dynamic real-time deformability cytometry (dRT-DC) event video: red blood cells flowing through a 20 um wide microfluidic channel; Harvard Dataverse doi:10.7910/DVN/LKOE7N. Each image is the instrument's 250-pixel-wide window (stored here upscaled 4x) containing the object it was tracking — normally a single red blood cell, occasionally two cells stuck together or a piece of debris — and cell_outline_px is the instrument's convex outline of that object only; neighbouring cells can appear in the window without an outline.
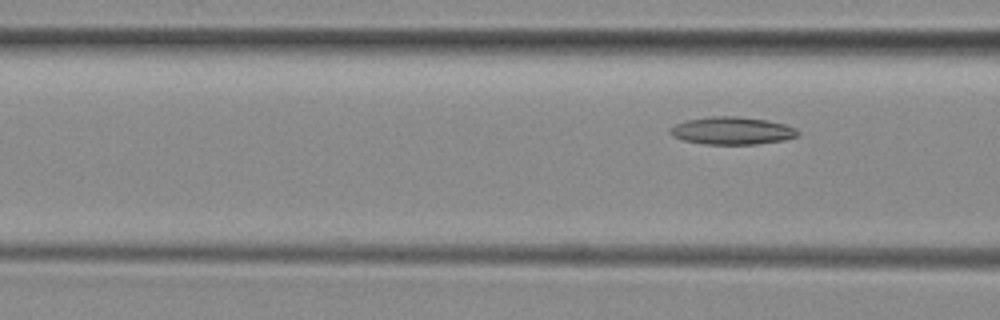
{"species": "common noctule bat (a hibernating species)", "species_latin": "Nyctalus noctula", "temperature_condition": "room temperature", "stored_images_in_passage": 3, "camera_frame_rate_fps": 3000, "um_per_image_px": 0.085, "animal": {"sex": "female", "body_mass_g": 29.2, "forearm_length_mm": 56.3}, "frame": {"image": 1, "passage_image": 3, "time_ms": 2.667, "image_size_px": [1000, 320], "cell_outline_px": [[800, 136], [784, 140], [756, 144], [704, 144], [684, 140], [672, 136], [668, 132], [668, 128], [676, 124], [688, 120], [712, 116], [736, 116], [768, 120], [784, 124], [796, 128], [800, 132]], "centroid_in_image_um": [62.24, 11.11], "position_along_channel_um": 104.4, "area_um2": 20.63}}